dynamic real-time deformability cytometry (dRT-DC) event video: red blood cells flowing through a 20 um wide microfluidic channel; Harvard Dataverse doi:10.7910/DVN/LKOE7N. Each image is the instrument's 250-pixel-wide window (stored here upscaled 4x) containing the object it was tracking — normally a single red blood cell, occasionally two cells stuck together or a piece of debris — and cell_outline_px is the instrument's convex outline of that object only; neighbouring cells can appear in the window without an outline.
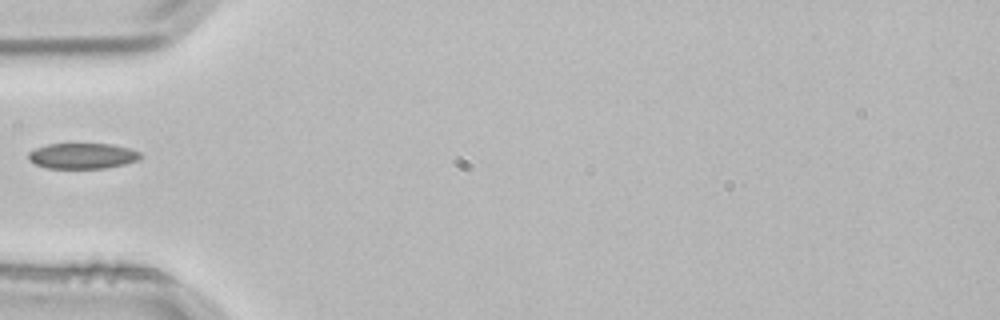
{"species": "common noctule bat (a hibernating species)", "species_latin": "Nyctalus noctula", "temperature_condition": "room temperature", "stored_images_in_passage": 1, "camera_frame_rate_fps": 3000, "um_per_image_px": 0.085, "animal": {"sex": "male", "body_mass_g": 21.5, "forearm_length_mm": 52.0}, "frame": {"image": 1, "passage_image": 1, "time_ms": 0.0, "image_size_px": [1000, 320], "cell_outline_px": [[140, 160], [124, 164], [104, 168], [48, 168], [36, 164], [28, 160], [28, 152], [36, 148], [48, 144], [112, 144], [128, 148], [140, 152]], "centroid_in_image_um": [7.0, 13.25], "position_along_channel_um": 78.0, "area_um2": 16.65}}